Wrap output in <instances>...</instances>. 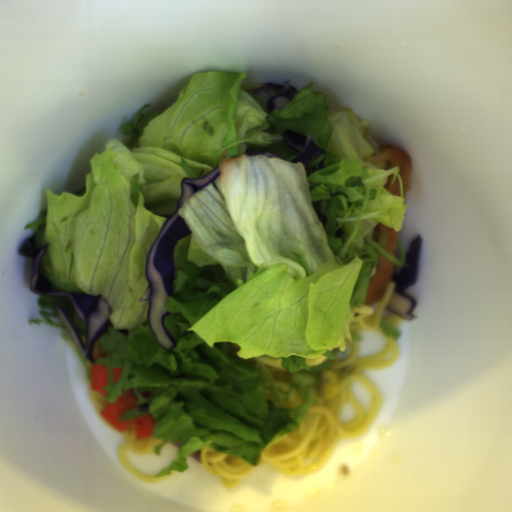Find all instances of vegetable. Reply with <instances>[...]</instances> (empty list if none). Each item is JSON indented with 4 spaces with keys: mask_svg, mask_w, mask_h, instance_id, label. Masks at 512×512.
Returning a JSON list of instances; mask_svg holds the SVG:
<instances>
[{
    "mask_svg": "<svg viewBox=\"0 0 512 512\" xmlns=\"http://www.w3.org/2000/svg\"><path fill=\"white\" fill-rule=\"evenodd\" d=\"M248 73L194 72L165 111L144 104L122 139L95 153L85 195L46 191L47 204L25 229L44 224L40 264L47 273L96 295L111 308L94 364L107 368L108 403L131 389L137 405L118 419L152 414V437L183 442L156 478L187 471V457L203 447L258 467L261 453L301 427L321 374L360 337L351 330L364 306L379 254L401 270L406 255L372 240L384 224L401 231L409 204L399 167L368 162L380 146L368 120L350 109L330 112L313 83L274 113L254 91ZM285 129L311 135L326 154L307 167L281 140ZM270 151L283 158L250 157ZM326 166L312 172L323 157ZM222 174L179 210L191 235L177 241L172 313L164 322L176 345L165 350L147 318L145 277L149 247L176 209L180 182L215 167ZM399 178L401 196L383 187ZM315 210L327 215L322 226ZM259 357L282 359L291 383L272 385ZM123 367L112 383L111 368ZM296 388L303 403H285ZM151 391L147 400L140 392ZM149 402V412L138 405Z\"/></svg>",
    "mask_w": 512,
    "mask_h": 512,
    "instance_id": "1",
    "label": "vegetable"
},
{
    "mask_svg": "<svg viewBox=\"0 0 512 512\" xmlns=\"http://www.w3.org/2000/svg\"><path fill=\"white\" fill-rule=\"evenodd\" d=\"M379 327L383 334L387 336V338L390 339H400L402 337L401 330L395 329L389 324L386 323L385 319H380L379 321Z\"/></svg>",
    "mask_w": 512,
    "mask_h": 512,
    "instance_id": "3",
    "label": "vegetable"
},
{
    "mask_svg": "<svg viewBox=\"0 0 512 512\" xmlns=\"http://www.w3.org/2000/svg\"><path fill=\"white\" fill-rule=\"evenodd\" d=\"M54 303L57 304L63 310V312L69 317L77 334L86 344L89 336L86 323L66 297H52L40 294L36 300V304L39 305L38 314L44 317L45 320L36 317L29 319L28 323L36 325L44 323L49 327L61 329V337L76 351L85 370L86 377L89 381H91V367L93 364L88 359H86L84 353L77 346L67 327L65 326L62 319L58 315Z\"/></svg>",
    "mask_w": 512,
    "mask_h": 512,
    "instance_id": "2",
    "label": "vegetable"
}]
</instances>
